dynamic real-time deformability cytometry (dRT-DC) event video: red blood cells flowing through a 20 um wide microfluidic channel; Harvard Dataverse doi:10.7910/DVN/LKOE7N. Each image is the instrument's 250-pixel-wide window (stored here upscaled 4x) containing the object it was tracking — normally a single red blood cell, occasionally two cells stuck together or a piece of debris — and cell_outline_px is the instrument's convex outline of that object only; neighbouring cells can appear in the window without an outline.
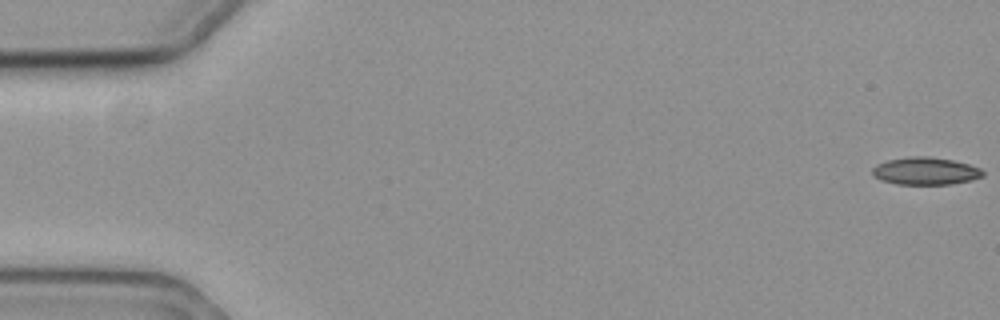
{"species": "common noctule bat (a hibernating species)", "species_latin": "Nyctalus noctula", "temperature_condition": "cold", "stored_images_in_passage": 57, "camera_frame_rate_fps": 3000, "um_per_image_px": 0.085, "animal": {"sex": "female", "body_mass_g": 19.3, "forearm_length_mm": 54.1}, "frame": {"image": 1, "passage_image": 1, "time_ms": 0.0, "image_size_px": [1000, 320], "cell_outline_px": [[984, 176], [972, 180], [952, 184], [896, 184], [880, 180], [872, 176], [872, 168], [876, 164], [888, 160], [908, 156], [928, 156], [952, 160], [968, 164], [980, 168], [984, 172]], "centroid_in_image_um": [78.64, 14.54], "position_along_channel_um": 6.4, "area_um2": 17.86}}
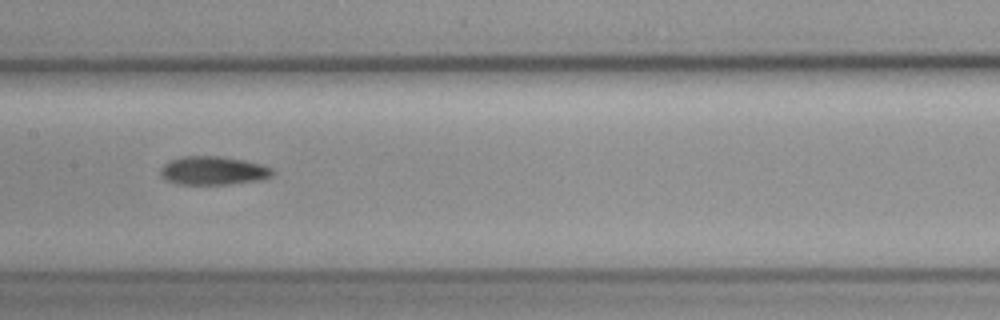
{"frame": {"image": 2, "passage_image": 30, "time_ms": 9.667, "image_size_px": [1000, 320], "cell_outline_px": [[276, 172], [272, 176], [260, 180], [228, 184], [176, 184], [164, 180], [160, 176], [160, 168], [168, 160], [180, 156], [220, 156], [244, 160], [260, 164], [272, 168]], "centroid_in_image_um": [18.08, 14.5], "position_along_channel_um": 189.3, "area_um2": 18.9}}
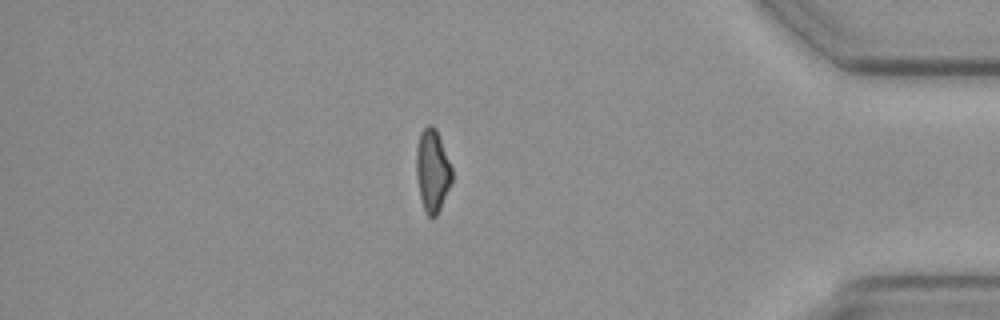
{"frame": {"image": 3, "passage_image": 51, "time_ms": 16.667, "image_size_px": [1000, 320], "cell_outline_px": [[452, 184], [436, 216], [432, 220], [424, 212], [420, 196], [416, 176], [416, 148], [420, 132], [428, 124], [432, 124], [436, 128], [452, 168]], "centroid_in_image_um": [36.75, 14.52], "position_along_channel_um": 398.4, "area_um2": 17.4}, "authors_computed_cell_mechanics": {"area_um2": 18.3804, "velocity_mm_per_s": 3.5416, "shape_relaxation_time_tau1_ms": 5.4609, "shape_relaxation_time_tau2_ms": 4.3277, "deformation_change_tau1": 0.1388, "deformation_change_tau2": 0.1199}}